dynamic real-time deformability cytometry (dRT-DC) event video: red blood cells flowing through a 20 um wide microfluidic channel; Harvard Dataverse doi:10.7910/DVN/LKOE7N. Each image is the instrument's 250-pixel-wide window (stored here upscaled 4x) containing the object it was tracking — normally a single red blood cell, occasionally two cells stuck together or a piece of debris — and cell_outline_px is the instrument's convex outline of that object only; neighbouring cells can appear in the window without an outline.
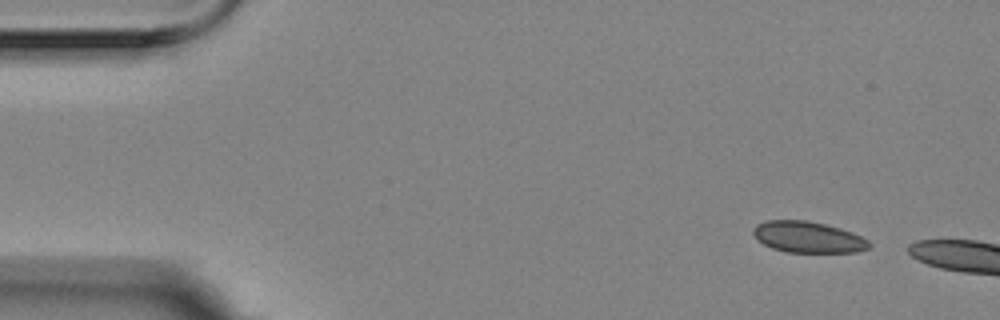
{"species": "Egyptian fruit bat (a non-hibernating species)", "species_latin": "Rousettus aegyptiacus", "temperature_condition": "room temperature", "stored_images_in_passage": 3, "camera_frame_rate_fps": 3000, "um_per_image_px": 0.085, "animal": {"sex": "female"}, "frame": {"image": 1, "passage_image": 1, "time_ms": 0.0, "image_size_px": [1000, 320], "cell_outline_px": [[872, 248], [856, 252], [788, 252], [772, 248], [756, 240], [752, 232], [752, 228], [756, 224], [768, 220], [804, 220], [824, 224], [840, 228], [852, 232], [868, 240], [872, 244]], "centroid_in_image_um": [68.68, 20.16], "position_along_channel_um": 16.3, "area_um2": 21.21}}